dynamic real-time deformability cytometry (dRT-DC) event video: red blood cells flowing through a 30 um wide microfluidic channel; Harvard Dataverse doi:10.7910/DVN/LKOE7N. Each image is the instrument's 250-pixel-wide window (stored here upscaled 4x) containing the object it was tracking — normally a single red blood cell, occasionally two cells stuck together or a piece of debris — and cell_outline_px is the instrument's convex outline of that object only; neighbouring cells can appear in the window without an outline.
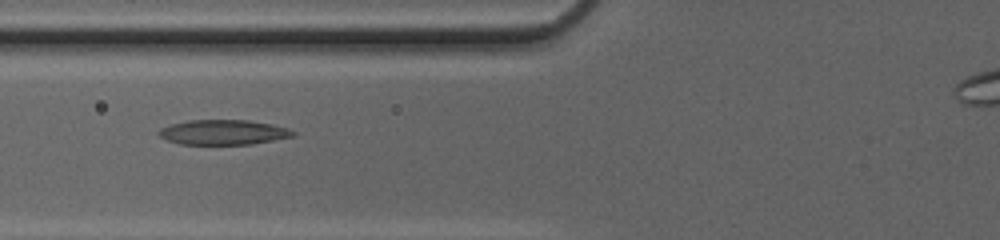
{"species": "common noctule bat (a hibernating species)", "species_latin": "Nyctalus noctula", "temperature_condition": "cold", "stored_images_in_passage": 31, "segment_of_instrument_passage": [1, 2], "camera_frame_rate_fps": 3000, "um_per_image_px": 0.085, "animal": {"sex": "female", "body_mass_g": 20.0, "forearm_length_mm": 54.0}, "frame": {"image": 1, "passage_image": 4, "time_ms": 1.0, "image_size_px": [1000, 240], "cell_outline_px": [[296, 136], [252, 144], [180, 144], [168, 140], [160, 136], [156, 132], [160, 128], [172, 124], [188, 120], [248, 120], [272, 124], [288, 128], [296, 132]], "centroid_in_image_um": [19.01, 11.24], "position_along_channel_um": 106.8, "area_um2": 19.54}}
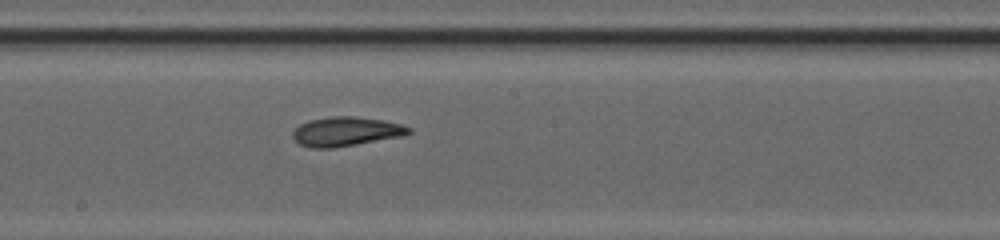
{"frame": {"image": 2, "passage_image": 12, "time_ms": 3.667, "image_size_px": [1000, 240], "cell_outline_px": [[412, 132], [404, 136], [332, 148], [308, 148], [300, 144], [292, 136], [292, 132], [300, 124], [312, 120], [332, 116], [356, 116], [384, 120], [400, 124], [412, 128]], "centroid_in_image_um": [29.44, 11.18], "position_along_channel_um": 218.8, "area_um2": 19.77}}
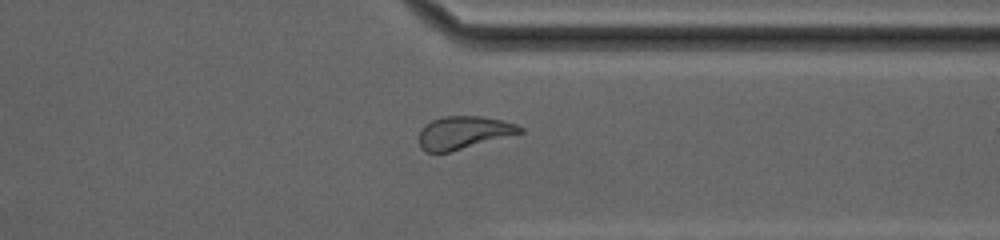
{"frame": {"image": 3, "passage_image": 23, "time_ms": 7.333, "image_size_px": [1000, 240], "cell_outline_px": [[524, 132], [448, 152], [424, 152], [420, 148], [420, 128], [424, 124], [432, 120], [444, 116], [480, 116], [500, 120], [516, 124], [524, 128]], "centroid_in_image_um": [39.38, 11.26], "position_along_channel_um": 372.0, "area_um2": 19.13}}